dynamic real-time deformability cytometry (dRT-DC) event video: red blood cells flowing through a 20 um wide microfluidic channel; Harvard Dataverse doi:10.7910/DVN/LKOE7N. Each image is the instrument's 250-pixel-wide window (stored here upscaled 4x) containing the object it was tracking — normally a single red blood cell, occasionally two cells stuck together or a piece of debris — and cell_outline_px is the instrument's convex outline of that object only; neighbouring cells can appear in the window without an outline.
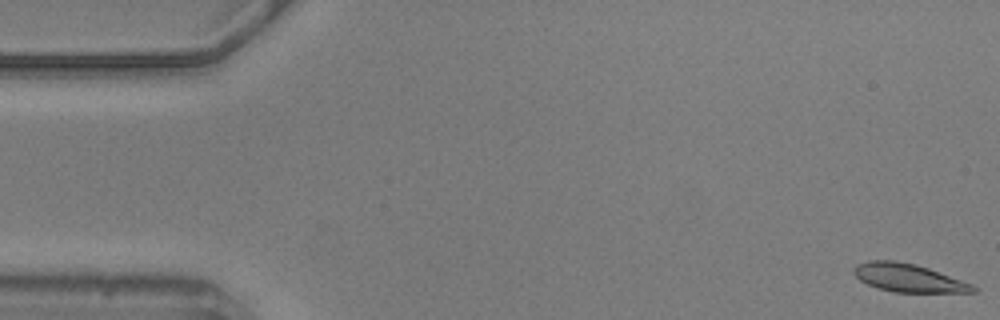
{"species": "common noctule bat (a hibernating species)", "species_latin": "Nyctalus noctula", "temperature_condition": "warm", "stored_images_in_passage": 56, "camera_frame_rate_fps": 3000, "um_per_image_px": 0.085, "animal": {"sex": "male", "body_mass_g": 20.5, "forearm_length_mm": 52.5}, "frame": {"image": 1, "passage_image": 1, "time_ms": 0.0, "image_size_px": [1000, 320], "cell_outline_px": [[980, 288], [976, 292], [896, 292], [876, 288], [860, 280], [852, 272], [852, 268], [856, 264], [868, 260], [896, 260], [916, 264], [928, 268], [972, 284]], "centroid_in_image_um": [77.19, 23.61], "position_along_channel_um": 7.8, "area_um2": 19.65}}
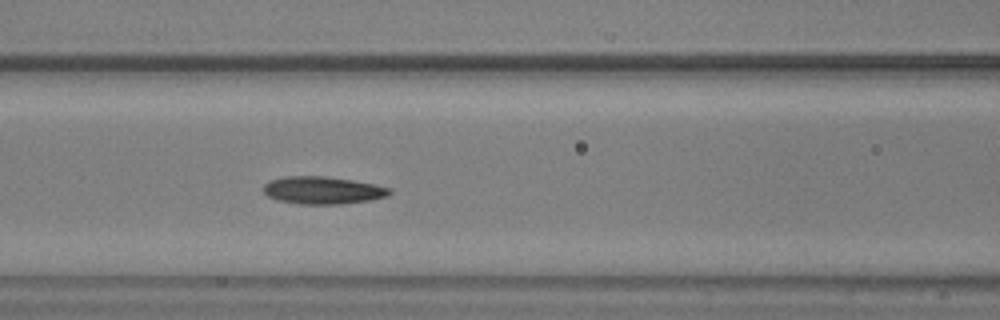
{"frame": {"image": 2, "passage_image": 23, "time_ms": 7.333, "image_size_px": [1000, 320], "cell_outline_px": [[392, 192], [388, 196], [372, 200], [340, 204], [300, 204], [276, 200], [268, 196], [264, 192], [264, 184], [272, 180], [284, 176], [324, 176], [352, 180], [392, 188]], "centroid_in_image_um": [27.45, 16.18], "position_along_channel_um": 139.2, "area_um2": 20.23}}
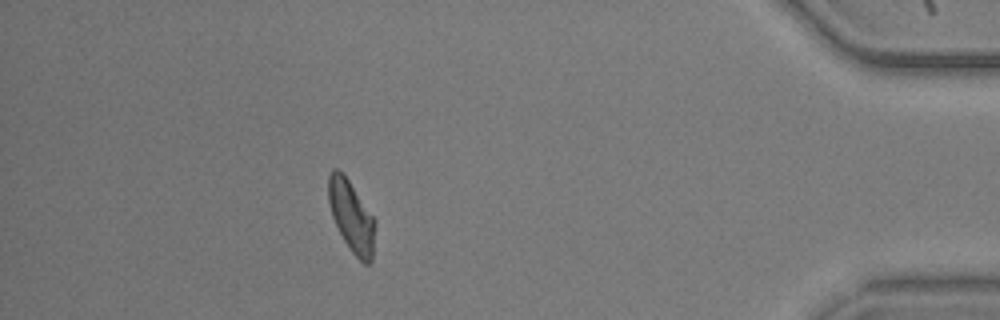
{"frame": {"image": 3, "passage_image": 50, "time_ms": 16.333, "image_size_px": [1000, 320], "cell_outline_px": [[376, 224], [372, 260], [368, 264], [364, 264], [352, 252], [344, 240], [332, 216], [328, 200], [328, 176], [332, 168], [336, 168], [348, 180], [376, 220]], "centroid_in_image_um": [29.88, 18.41], "position_along_channel_um": 405.3, "area_um2": 19.19}, "authors_computed_cell_mechanics": {"area_um2": 19.5942, "velocity_mm_per_s": 3.5514, "shape_relaxation_time_tau1_ms": 5.3808, "shape_relaxation_time_tau2_ms": 2.4084, "deformation_change_tau1": 0.1236, "deformation_change_tau2": 0.1002}}